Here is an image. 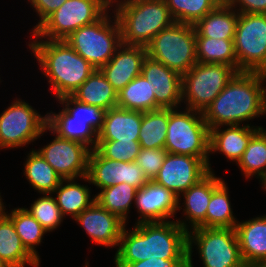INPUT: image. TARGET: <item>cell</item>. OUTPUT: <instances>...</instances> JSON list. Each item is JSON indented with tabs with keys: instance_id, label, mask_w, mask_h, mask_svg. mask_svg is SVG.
Masks as SVG:
<instances>
[{
	"instance_id": "1",
	"label": "cell",
	"mask_w": 266,
	"mask_h": 267,
	"mask_svg": "<svg viewBox=\"0 0 266 267\" xmlns=\"http://www.w3.org/2000/svg\"><path fill=\"white\" fill-rule=\"evenodd\" d=\"M129 231L124 226L114 257V264H128L146 259H188V232L175 220L135 223ZM129 231V232H128Z\"/></svg>"
},
{
	"instance_id": "2",
	"label": "cell",
	"mask_w": 266,
	"mask_h": 267,
	"mask_svg": "<svg viewBox=\"0 0 266 267\" xmlns=\"http://www.w3.org/2000/svg\"><path fill=\"white\" fill-rule=\"evenodd\" d=\"M265 82L266 73L237 72L202 113L209 130L219 126L241 125L244 121L265 116Z\"/></svg>"
},
{
	"instance_id": "3",
	"label": "cell",
	"mask_w": 266,
	"mask_h": 267,
	"mask_svg": "<svg viewBox=\"0 0 266 267\" xmlns=\"http://www.w3.org/2000/svg\"><path fill=\"white\" fill-rule=\"evenodd\" d=\"M28 46L56 100L71 96L96 71L64 40L35 39Z\"/></svg>"
},
{
	"instance_id": "4",
	"label": "cell",
	"mask_w": 266,
	"mask_h": 267,
	"mask_svg": "<svg viewBox=\"0 0 266 267\" xmlns=\"http://www.w3.org/2000/svg\"><path fill=\"white\" fill-rule=\"evenodd\" d=\"M113 5L112 13L119 22L124 44L146 47L161 30L175 22L165 0H111Z\"/></svg>"
},
{
	"instance_id": "5",
	"label": "cell",
	"mask_w": 266,
	"mask_h": 267,
	"mask_svg": "<svg viewBox=\"0 0 266 267\" xmlns=\"http://www.w3.org/2000/svg\"><path fill=\"white\" fill-rule=\"evenodd\" d=\"M169 108L165 146L167 153L201 158L213 172L209 160L210 130L202 112Z\"/></svg>"
},
{
	"instance_id": "6",
	"label": "cell",
	"mask_w": 266,
	"mask_h": 267,
	"mask_svg": "<svg viewBox=\"0 0 266 267\" xmlns=\"http://www.w3.org/2000/svg\"><path fill=\"white\" fill-rule=\"evenodd\" d=\"M108 12L109 10L99 20L78 28L64 39L96 70L104 66L122 44L119 22L115 14L111 17Z\"/></svg>"
},
{
	"instance_id": "7",
	"label": "cell",
	"mask_w": 266,
	"mask_h": 267,
	"mask_svg": "<svg viewBox=\"0 0 266 267\" xmlns=\"http://www.w3.org/2000/svg\"><path fill=\"white\" fill-rule=\"evenodd\" d=\"M147 56L183 76L196 63L194 25L174 22L161 30L146 46Z\"/></svg>"
},
{
	"instance_id": "8",
	"label": "cell",
	"mask_w": 266,
	"mask_h": 267,
	"mask_svg": "<svg viewBox=\"0 0 266 267\" xmlns=\"http://www.w3.org/2000/svg\"><path fill=\"white\" fill-rule=\"evenodd\" d=\"M197 245L203 267H242L244 261L235 228L198 227L188 232V267Z\"/></svg>"
},
{
	"instance_id": "9",
	"label": "cell",
	"mask_w": 266,
	"mask_h": 267,
	"mask_svg": "<svg viewBox=\"0 0 266 267\" xmlns=\"http://www.w3.org/2000/svg\"><path fill=\"white\" fill-rule=\"evenodd\" d=\"M111 0H67L33 33V39L64 40L78 28L99 20Z\"/></svg>"
},
{
	"instance_id": "10",
	"label": "cell",
	"mask_w": 266,
	"mask_h": 267,
	"mask_svg": "<svg viewBox=\"0 0 266 267\" xmlns=\"http://www.w3.org/2000/svg\"><path fill=\"white\" fill-rule=\"evenodd\" d=\"M236 73L227 64L197 62L182 76V103L186 104L185 109L203 113Z\"/></svg>"
},
{
	"instance_id": "11",
	"label": "cell",
	"mask_w": 266,
	"mask_h": 267,
	"mask_svg": "<svg viewBox=\"0 0 266 267\" xmlns=\"http://www.w3.org/2000/svg\"><path fill=\"white\" fill-rule=\"evenodd\" d=\"M233 43L237 72L266 73V14L239 13Z\"/></svg>"
},
{
	"instance_id": "12",
	"label": "cell",
	"mask_w": 266,
	"mask_h": 267,
	"mask_svg": "<svg viewBox=\"0 0 266 267\" xmlns=\"http://www.w3.org/2000/svg\"><path fill=\"white\" fill-rule=\"evenodd\" d=\"M32 107L19 98L0 114V149L23 147L47 132V116Z\"/></svg>"
},
{
	"instance_id": "13",
	"label": "cell",
	"mask_w": 266,
	"mask_h": 267,
	"mask_svg": "<svg viewBox=\"0 0 266 267\" xmlns=\"http://www.w3.org/2000/svg\"><path fill=\"white\" fill-rule=\"evenodd\" d=\"M82 179L100 190L119 183H127L141 189L150 182L134 161L123 162L105 158L96 148L90 151L88 173Z\"/></svg>"
},
{
	"instance_id": "14",
	"label": "cell",
	"mask_w": 266,
	"mask_h": 267,
	"mask_svg": "<svg viewBox=\"0 0 266 267\" xmlns=\"http://www.w3.org/2000/svg\"><path fill=\"white\" fill-rule=\"evenodd\" d=\"M209 172L207 164L199 157L167 153L153 181L170 190L178 197V202H181L180 195Z\"/></svg>"
},
{
	"instance_id": "15",
	"label": "cell",
	"mask_w": 266,
	"mask_h": 267,
	"mask_svg": "<svg viewBox=\"0 0 266 267\" xmlns=\"http://www.w3.org/2000/svg\"><path fill=\"white\" fill-rule=\"evenodd\" d=\"M55 138L37 151L63 179L82 180L88 173L90 149L79 142Z\"/></svg>"
},
{
	"instance_id": "16",
	"label": "cell",
	"mask_w": 266,
	"mask_h": 267,
	"mask_svg": "<svg viewBox=\"0 0 266 267\" xmlns=\"http://www.w3.org/2000/svg\"><path fill=\"white\" fill-rule=\"evenodd\" d=\"M74 221L80 224L92 242L106 248H116L119 245L122 230L126 225L116 214L110 213L96 201Z\"/></svg>"
},
{
	"instance_id": "17",
	"label": "cell",
	"mask_w": 266,
	"mask_h": 267,
	"mask_svg": "<svg viewBox=\"0 0 266 267\" xmlns=\"http://www.w3.org/2000/svg\"><path fill=\"white\" fill-rule=\"evenodd\" d=\"M143 75L153 88L161 108L177 109L182 104V76L148 56L142 64Z\"/></svg>"
},
{
	"instance_id": "18",
	"label": "cell",
	"mask_w": 266,
	"mask_h": 267,
	"mask_svg": "<svg viewBox=\"0 0 266 267\" xmlns=\"http://www.w3.org/2000/svg\"><path fill=\"white\" fill-rule=\"evenodd\" d=\"M140 222L167 221L175 218L178 211V197L164 186L150 181L143 188L138 189L134 203Z\"/></svg>"
},
{
	"instance_id": "19",
	"label": "cell",
	"mask_w": 266,
	"mask_h": 267,
	"mask_svg": "<svg viewBox=\"0 0 266 267\" xmlns=\"http://www.w3.org/2000/svg\"><path fill=\"white\" fill-rule=\"evenodd\" d=\"M214 172H209L197 184L183 192V203L178 202V211L184 207L183 220H175L187 232L198 227H206V212L210 202L212 191L222 182ZM189 224V225H188Z\"/></svg>"
},
{
	"instance_id": "20",
	"label": "cell",
	"mask_w": 266,
	"mask_h": 267,
	"mask_svg": "<svg viewBox=\"0 0 266 267\" xmlns=\"http://www.w3.org/2000/svg\"><path fill=\"white\" fill-rule=\"evenodd\" d=\"M146 57V47L122 43L114 56L99 70L118 93L141 74Z\"/></svg>"
},
{
	"instance_id": "21",
	"label": "cell",
	"mask_w": 266,
	"mask_h": 267,
	"mask_svg": "<svg viewBox=\"0 0 266 267\" xmlns=\"http://www.w3.org/2000/svg\"><path fill=\"white\" fill-rule=\"evenodd\" d=\"M219 126L210 129L209 152L223 153L237 163L242 157L251 138L263 127L246 125ZM221 128V129H220Z\"/></svg>"
},
{
	"instance_id": "22",
	"label": "cell",
	"mask_w": 266,
	"mask_h": 267,
	"mask_svg": "<svg viewBox=\"0 0 266 267\" xmlns=\"http://www.w3.org/2000/svg\"><path fill=\"white\" fill-rule=\"evenodd\" d=\"M143 112L115 107L106 110L98 140L138 141Z\"/></svg>"
},
{
	"instance_id": "23",
	"label": "cell",
	"mask_w": 266,
	"mask_h": 267,
	"mask_svg": "<svg viewBox=\"0 0 266 267\" xmlns=\"http://www.w3.org/2000/svg\"><path fill=\"white\" fill-rule=\"evenodd\" d=\"M235 231L244 262L266 261V215L238 221Z\"/></svg>"
},
{
	"instance_id": "24",
	"label": "cell",
	"mask_w": 266,
	"mask_h": 267,
	"mask_svg": "<svg viewBox=\"0 0 266 267\" xmlns=\"http://www.w3.org/2000/svg\"><path fill=\"white\" fill-rule=\"evenodd\" d=\"M46 116L47 130L52 135L82 143L90 150L97 147L98 133L88 121L74 120L63 108L58 113L49 112Z\"/></svg>"
},
{
	"instance_id": "25",
	"label": "cell",
	"mask_w": 266,
	"mask_h": 267,
	"mask_svg": "<svg viewBox=\"0 0 266 267\" xmlns=\"http://www.w3.org/2000/svg\"><path fill=\"white\" fill-rule=\"evenodd\" d=\"M238 16L232 6L220 3L194 25L196 37L234 40Z\"/></svg>"
},
{
	"instance_id": "26",
	"label": "cell",
	"mask_w": 266,
	"mask_h": 267,
	"mask_svg": "<svg viewBox=\"0 0 266 267\" xmlns=\"http://www.w3.org/2000/svg\"><path fill=\"white\" fill-rule=\"evenodd\" d=\"M0 258L10 267H39L37 260L22 244L11 219L6 216L0 221Z\"/></svg>"
},
{
	"instance_id": "27",
	"label": "cell",
	"mask_w": 266,
	"mask_h": 267,
	"mask_svg": "<svg viewBox=\"0 0 266 267\" xmlns=\"http://www.w3.org/2000/svg\"><path fill=\"white\" fill-rule=\"evenodd\" d=\"M71 96L78 102L105 110L117 107L118 93L100 70L94 71Z\"/></svg>"
},
{
	"instance_id": "28",
	"label": "cell",
	"mask_w": 266,
	"mask_h": 267,
	"mask_svg": "<svg viewBox=\"0 0 266 267\" xmlns=\"http://www.w3.org/2000/svg\"><path fill=\"white\" fill-rule=\"evenodd\" d=\"M75 181L76 179H63L53 191L54 195L57 194L54 198L62 216L70 215L73 220L96 201L95 196L91 199V187Z\"/></svg>"
},
{
	"instance_id": "29",
	"label": "cell",
	"mask_w": 266,
	"mask_h": 267,
	"mask_svg": "<svg viewBox=\"0 0 266 267\" xmlns=\"http://www.w3.org/2000/svg\"><path fill=\"white\" fill-rule=\"evenodd\" d=\"M23 165V175L40 194H53L63 180L37 150L30 151Z\"/></svg>"
},
{
	"instance_id": "30",
	"label": "cell",
	"mask_w": 266,
	"mask_h": 267,
	"mask_svg": "<svg viewBox=\"0 0 266 267\" xmlns=\"http://www.w3.org/2000/svg\"><path fill=\"white\" fill-rule=\"evenodd\" d=\"M117 107L141 112L161 108L155 101L152 86L141 74L118 92Z\"/></svg>"
},
{
	"instance_id": "31",
	"label": "cell",
	"mask_w": 266,
	"mask_h": 267,
	"mask_svg": "<svg viewBox=\"0 0 266 267\" xmlns=\"http://www.w3.org/2000/svg\"><path fill=\"white\" fill-rule=\"evenodd\" d=\"M169 122V108L143 112L139 143L141 148H164Z\"/></svg>"
},
{
	"instance_id": "32",
	"label": "cell",
	"mask_w": 266,
	"mask_h": 267,
	"mask_svg": "<svg viewBox=\"0 0 266 267\" xmlns=\"http://www.w3.org/2000/svg\"><path fill=\"white\" fill-rule=\"evenodd\" d=\"M236 165L239 166L245 178L257 175L261 184L266 180V129L261 128L251 138Z\"/></svg>"
},
{
	"instance_id": "33",
	"label": "cell",
	"mask_w": 266,
	"mask_h": 267,
	"mask_svg": "<svg viewBox=\"0 0 266 267\" xmlns=\"http://www.w3.org/2000/svg\"><path fill=\"white\" fill-rule=\"evenodd\" d=\"M137 188L127 183H119L105 189H101L95 194L96 202L108 210L110 213L116 214L125 223L129 217L131 204L135 202Z\"/></svg>"
},
{
	"instance_id": "34",
	"label": "cell",
	"mask_w": 266,
	"mask_h": 267,
	"mask_svg": "<svg viewBox=\"0 0 266 267\" xmlns=\"http://www.w3.org/2000/svg\"><path fill=\"white\" fill-rule=\"evenodd\" d=\"M197 62L227 64L237 71V57L233 40L196 37Z\"/></svg>"
},
{
	"instance_id": "35",
	"label": "cell",
	"mask_w": 266,
	"mask_h": 267,
	"mask_svg": "<svg viewBox=\"0 0 266 267\" xmlns=\"http://www.w3.org/2000/svg\"><path fill=\"white\" fill-rule=\"evenodd\" d=\"M7 216L11 219L25 248L40 261L36 247L41 244L46 231L42 225L25 209L14 208Z\"/></svg>"
},
{
	"instance_id": "36",
	"label": "cell",
	"mask_w": 266,
	"mask_h": 267,
	"mask_svg": "<svg viewBox=\"0 0 266 267\" xmlns=\"http://www.w3.org/2000/svg\"><path fill=\"white\" fill-rule=\"evenodd\" d=\"M228 193L224 180L212 191L206 212V227L235 228L237 225Z\"/></svg>"
},
{
	"instance_id": "37",
	"label": "cell",
	"mask_w": 266,
	"mask_h": 267,
	"mask_svg": "<svg viewBox=\"0 0 266 267\" xmlns=\"http://www.w3.org/2000/svg\"><path fill=\"white\" fill-rule=\"evenodd\" d=\"M175 22L195 25L220 3L218 0H165Z\"/></svg>"
},
{
	"instance_id": "38",
	"label": "cell",
	"mask_w": 266,
	"mask_h": 267,
	"mask_svg": "<svg viewBox=\"0 0 266 267\" xmlns=\"http://www.w3.org/2000/svg\"><path fill=\"white\" fill-rule=\"evenodd\" d=\"M40 198L35 200L30 208H25L41 225L49 232L57 229L64 217L57 205L56 199L52 194H42Z\"/></svg>"
},
{
	"instance_id": "39",
	"label": "cell",
	"mask_w": 266,
	"mask_h": 267,
	"mask_svg": "<svg viewBox=\"0 0 266 267\" xmlns=\"http://www.w3.org/2000/svg\"><path fill=\"white\" fill-rule=\"evenodd\" d=\"M63 109L74 119L80 121H88V124L99 133L103 128L106 110L99 106L83 104L78 102L72 96H64L59 98Z\"/></svg>"
},
{
	"instance_id": "40",
	"label": "cell",
	"mask_w": 266,
	"mask_h": 267,
	"mask_svg": "<svg viewBox=\"0 0 266 267\" xmlns=\"http://www.w3.org/2000/svg\"><path fill=\"white\" fill-rule=\"evenodd\" d=\"M96 149L105 157L115 161H135L141 146L139 141L98 140Z\"/></svg>"
},
{
	"instance_id": "41",
	"label": "cell",
	"mask_w": 266,
	"mask_h": 267,
	"mask_svg": "<svg viewBox=\"0 0 266 267\" xmlns=\"http://www.w3.org/2000/svg\"><path fill=\"white\" fill-rule=\"evenodd\" d=\"M166 154L165 148H141L134 162L144 171L147 179L153 181L159 173Z\"/></svg>"
},
{
	"instance_id": "42",
	"label": "cell",
	"mask_w": 266,
	"mask_h": 267,
	"mask_svg": "<svg viewBox=\"0 0 266 267\" xmlns=\"http://www.w3.org/2000/svg\"><path fill=\"white\" fill-rule=\"evenodd\" d=\"M67 0H29L30 5L39 16L38 23L32 29L33 33L54 11Z\"/></svg>"
},
{
	"instance_id": "43",
	"label": "cell",
	"mask_w": 266,
	"mask_h": 267,
	"mask_svg": "<svg viewBox=\"0 0 266 267\" xmlns=\"http://www.w3.org/2000/svg\"><path fill=\"white\" fill-rule=\"evenodd\" d=\"M116 267H188V259H169L162 258L146 259L128 264H115Z\"/></svg>"
},
{
	"instance_id": "44",
	"label": "cell",
	"mask_w": 266,
	"mask_h": 267,
	"mask_svg": "<svg viewBox=\"0 0 266 267\" xmlns=\"http://www.w3.org/2000/svg\"><path fill=\"white\" fill-rule=\"evenodd\" d=\"M228 4L239 13L266 14V0H231Z\"/></svg>"
},
{
	"instance_id": "45",
	"label": "cell",
	"mask_w": 266,
	"mask_h": 267,
	"mask_svg": "<svg viewBox=\"0 0 266 267\" xmlns=\"http://www.w3.org/2000/svg\"><path fill=\"white\" fill-rule=\"evenodd\" d=\"M242 267H266V261L244 262Z\"/></svg>"
},
{
	"instance_id": "46",
	"label": "cell",
	"mask_w": 266,
	"mask_h": 267,
	"mask_svg": "<svg viewBox=\"0 0 266 267\" xmlns=\"http://www.w3.org/2000/svg\"><path fill=\"white\" fill-rule=\"evenodd\" d=\"M5 209H6V207L2 201V197L0 195V221L3 220L7 216L8 211L5 212L6 211Z\"/></svg>"
},
{
	"instance_id": "47",
	"label": "cell",
	"mask_w": 266,
	"mask_h": 267,
	"mask_svg": "<svg viewBox=\"0 0 266 267\" xmlns=\"http://www.w3.org/2000/svg\"><path fill=\"white\" fill-rule=\"evenodd\" d=\"M0 267H10V266L0 258Z\"/></svg>"
},
{
	"instance_id": "48",
	"label": "cell",
	"mask_w": 266,
	"mask_h": 267,
	"mask_svg": "<svg viewBox=\"0 0 266 267\" xmlns=\"http://www.w3.org/2000/svg\"><path fill=\"white\" fill-rule=\"evenodd\" d=\"M219 3L228 4L231 0H218Z\"/></svg>"
},
{
	"instance_id": "49",
	"label": "cell",
	"mask_w": 266,
	"mask_h": 267,
	"mask_svg": "<svg viewBox=\"0 0 266 267\" xmlns=\"http://www.w3.org/2000/svg\"><path fill=\"white\" fill-rule=\"evenodd\" d=\"M261 186L264 189V191H266V180L261 184Z\"/></svg>"
},
{
	"instance_id": "50",
	"label": "cell",
	"mask_w": 266,
	"mask_h": 267,
	"mask_svg": "<svg viewBox=\"0 0 266 267\" xmlns=\"http://www.w3.org/2000/svg\"><path fill=\"white\" fill-rule=\"evenodd\" d=\"M83 267H89V262L86 261Z\"/></svg>"
}]
</instances>
